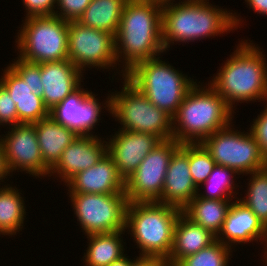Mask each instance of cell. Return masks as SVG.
<instances>
[{"label": "cell", "instance_id": "cell-1", "mask_svg": "<svg viewBox=\"0 0 267 266\" xmlns=\"http://www.w3.org/2000/svg\"><path fill=\"white\" fill-rule=\"evenodd\" d=\"M115 39L119 75L125 77L137 63L165 52L162 41V1L128 0L124 6ZM123 60V61H122Z\"/></svg>", "mask_w": 267, "mask_h": 266}, {"label": "cell", "instance_id": "cell-2", "mask_svg": "<svg viewBox=\"0 0 267 266\" xmlns=\"http://www.w3.org/2000/svg\"><path fill=\"white\" fill-rule=\"evenodd\" d=\"M172 1V2H171ZM209 0L162 1V41L165 50L174 42L188 43L230 33L241 26V17ZM242 22V23H241ZM241 24V25H239Z\"/></svg>", "mask_w": 267, "mask_h": 266}, {"label": "cell", "instance_id": "cell-3", "mask_svg": "<svg viewBox=\"0 0 267 266\" xmlns=\"http://www.w3.org/2000/svg\"><path fill=\"white\" fill-rule=\"evenodd\" d=\"M251 42L241 41L208 83L232 109L240 101L267 102V61Z\"/></svg>", "mask_w": 267, "mask_h": 266}, {"label": "cell", "instance_id": "cell-4", "mask_svg": "<svg viewBox=\"0 0 267 266\" xmlns=\"http://www.w3.org/2000/svg\"><path fill=\"white\" fill-rule=\"evenodd\" d=\"M207 85L201 87L196 83L172 118V138L179 144L201 143L208 136L233 123L234 109Z\"/></svg>", "mask_w": 267, "mask_h": 266}, {"label": "cell", "instance_id": "cell-5", "mask_svg": "<svg viewBox=\"0 0 267 266\" xmlns=\"http://www.w3.org/2000/svg\"><path fill=\"white\" fill-rule=\"evenodd\" d=\"M182 210L160 203L128 202L125 230L133 237L139 256L157 257L164 261L173 245L174 227Z\"/></svg>", "mask_w": 267, "mask_h": 266}, {"label": "cell", "instance_id": "cell-6", "mask_svg": "<svg viewBox=\"0 0 267 266\" xmlns=\"http://www.w3.org/2000/svg\"><path fill=\"white\" fill-rule=\"evenodd\" d=\"M160 58L137 63L125 78L153 105L173 117L196 81Z\"/></svg>", "mask_w": 267, "mask_h": 266}, {"label": "cell", "instance_id": "cell-7", "mask_svg": "<svg viewBox=\"0 0 267 266\" xmlns=\"http://www.w3.org/2000/svg\"><path fill=\"white\" fill-rule=\"evenodd\" d=\"M122 79V90L112 92L104 103L109 114L123 125L120 130L149 133L161 141L171 139L173 117L153 105L125 77Z\"/></svg>", "mask_w": 267, "mask_h": 266}, {"label": "cell", "instance_id": "cell-8", "mask_svg": "<svg viewBox=\"0 0 267 266\" xmlns=\"http://www.w3.org/2000/svg\"><path fill=\"white\" fill-rule=\"evenodd\" d=\"M24 20L15 40L19 58L39 64L68 59V21L55 15Z\"/></svg>", "mask_w": 267, "mask_h": 266}, {"label": "cell", "instance_id": "cell-9", "mask_svg": "<svg viewBox=\"0 0 267 266\" xmlns=\"http://www.w3.org/2000/svg\"><path fill=\"white\" fill-rule=\"evenodd\" d=\"M248 131L239 132L231 123L205 138L201 144L217 165L233 169L238 176L248 175L267 167L266 157L250 130Z\"/></svg>", "mask_w": 267, "mask_h": 266}, {"label": "cell", "instance_id": "cell-10", "mask_svg": "<svg viewBox=\"0 0 267 266\" xmlns=\"http://www.w3.org/2000/svg\"><path fill=\"white\" fill-rule=\"evenodd\" d=\"M84 234L126 231V194H68Z\"/></svg>", "mask_w": 267, "mask_h": 266}, {"label": "cell", "instance_id": "cell-11", "mask_svg": "<svg viewBox=\"0 0 267 266\" xmlns=\"http://www.w3.org/2000/svg\"><path fill=\"white\" fill-rule=\"evenodd\" d=\"M180 145L173 138L162 140L148 153L134 173L125 180L128 202L160 200L169 161Z\"/></svg>", "mask_w": 267, "mask_h": 266}, {"label": "cell", "instance_id": "cell-12", "mask_svg": "<svg viewBox=\"0 0 267 266\" xmlns=\"http://www.w3.org/2000/svg\"><path fill=\"white\" fill-rule=\"evenodd\" d=\"M68 59L82 72L85 68L116 67L114 36L70 21L68 27Z\"/></svg>", "mask_w": 267, "mask_h": 266}, {"label": "cell", "instance_id": "cell-13", "mask_svg": "<svg viewBox=\"0 0 267 266\" xmlns=\"http://www.w3.org/2000/svg\"><path fill=\"white\" fill-rule=\"evenodd\" d=\"M5 135L0 142L10 173L20 170L39 178L49 177L50 168L43 162L34 124H17Z\"/></svg>", "mask_w": 267, "mask_h": 266}, {"label": "cell", "instance_id": "cell-14", "mask_svg": "<svg viewBox=\"0 0 267 266\" xmlns=\"http://www.w3.org/2000/svg\"><path fill=\"white\" fill-rule=\"evenodd\" d=\"M81 87L82 85L50 110V116L78 136H91L94 135L92 130H95L101 120L104 105L98 102L100 100L96 99V94Z\"/></svg>", "mask_w": 267, "mask_h": 266}, {"label": "cell", "instance_id": "cell-15", "mask_svg": "<svg viewBox=\"0 0 267 266\" xmlns=\"http://www.w3.org/2000/svg\"><path fill=\"white\" fill-rule=\"evenodd\" d=\"M107 138V153L112 157L120 175L126 180L138 168L143 159L161 140L149 133L118 129Z\"/></svg>", "mask_w": 267, "mask_h": 266}, {"label": "cell", "instance_id": "cell-16", "mask_svg": "<svg viewBox=\"0 0 267 266\" xmlns=\"http://www.w3.org/2000/svg\"><path fill=\"white\" fill-rule=\"evenodd\" d=\"M197 193L189 169V143H183L171 156L158 202L183 210Z\"/></svg>", "mask_w": 267, "mask_h": 266}, {"label": "cell", "instance_id": "cell-17", "mask_svg": "<svg viewBox=\"0 0 267 266\" xmlns=\"http://www.w3.org/2000/svg\"><path fill=\"white\" fill-rule=\"evenodd\" d=\"M101 139L96 134L78 136L63 151L49 176L55 173L66 184L77 173L94 166L107 153V141Z\"/></svg>", "mask_w": 267, "mask_h": 266}, {"label": "cell", "instance_id": "cell-18", "mask_svg": "<svg viewBox=\"0 0 267 266\" xmlns=\"http://www.w3.org/2000/svg\"><path fill=\"white\" fill-rule=\"evenodd\" d=\"M65 185L69 194H125V180L108 153Z\"/></svg>", "mask_w": 267, "mask_h": 266}, {"label": "cell", "instance_id": "cell-19", "mask_svg": "<svg viewBox=\"0 0 267 266\" xmlns=\"http://www.w3.org/2000/svg\"><path fill=\"white\" fill-rule=\"evenodd\" d=\"M266 233L267 227L237 199L232 202L216 240L230 248L235 243V245H243L242 243L257 242L258 240L263 244Z\"/></svg>", "mask_w": 267, "mask_h": 266}, {"label": "cell", "instance_id": "cell-20", "mask_svg": "<svg viewBox=\"0 0 267 266\" xmlns=\"http://www.w3.org/2000/svg\"><path fill=\"white\" fill-rule=\"evenodd\" d=\"M83 73L69 59L41 63L42 99L49 111L81 85Z\"/></svg>", "mask_w": 267, "mask_h": 266}, {"label": "cell", "instance_id": "cell-21", "mask_svg": "<svg viewBox=\"0 0 267 266\" xmlns=\"http://www.w3.org/2000/svg\"><path fill=\"white\" fill-rule=\"evenodd\" d=\"M2 74L0 84L16 104L20 123L33 124L50 116L42 96L34 94L28 84L9 65Z\"/></svg>", "mask_w": 267, "mask_h": 266}, {"label": "cell", "instance_id": "cell-22", "mask_svg": "<svg viewBox=\"0 0 267 266\" xmlns=\"http://www.w3.org/2000/svg\"><path fill=\"white\" fill-rule=\"evenodd\" d=\"M215 241L216 236L212 232L193 223L181 213L174 227L173 245L165 264L175 266L186 256L199 252Z\"/></svg>", "mask_w": 267, "mask_h": 266}, {"label": "cell", "instance_id": "cell-23", "mask_svg": "<svg viewBox=\"0 0 267 266\" xmlns=\"http://www.w3.org/2000/svg\"><path fill=\"white\" fill-rule=\"evenodd\" d=\"M33 124L43 162L51 169L78 135L56 122L51 116Z\"/></svg>", "mask_w": 267, "mask_h": 266}, {"label": "cell", "instance_id": "cell-24", "mask_svg": "<svg viewBox=\"0 0 267 266\" xmlns=\"http://www.w3.org/2000/svg\"><path fill=\"white\" fill-rule=\"evenodd\" d=\"M232 202V200L204 199L196 195L182 213L193 223L201 225L217 236Z\"/></svg>", "mask_w": 267, "mask_h": 266}, {"label": "cell", "instance_id": "cell-25", "mask_svg": "<svg viewBox=\"0 0 267 266\" xmlns=\"http://www.w3.org/2000/svg\"><path fill=\"white\" fill-rule=\"evenodd\" d=\"M124 232L127 231L88 235V247L85 250L86 253L83 254L85 266H108L113 261L127 255L124 254L123 243L125 244V242L121 236Z\"/></svg>", "mask_w": 267, "mask_h": 266}, {"label": "cell", "instance_id": "cell-26", "mask_svg": "<svg viewBox=\"0 0 267 266\" xmlns=\"http://www.w3.org/2000/svg\"><path fill=\"white\" fill-rule=\"evenodd\" d=\"M128 0H92L77 22L111 33L118 31L124 6Z\"/></svg>", "mask_w": 267, "mask_h": 266}, {"label": "cell", "instance_id": "cell-27", "mask_svg": "<svg viewBox=\"0 0 267 266\" xmlns=\"http://www.w3.org/2000/svg\"><path fill=\"white\" fill-rule=\"evenodd\" d=\"M17 187H0V234L14 236L23 228L26 206Z\"/></svg>", "mask_w": 267, "mask_h": 266}, {"label": "cell", "instance_id": "cell-28", "mask_svg": "<svg viewBox=\"0 0 267 266\" xmlns=\"http://www.w3.org/2000/svg\"><path fill=\"white\" fill-rule=\"evenodd\" d=\"M235 174V175H234ZM238 175L233 169L227 168L222 165H215L211 174L208 176L206 181L203 183L206 186V189H209L206 193H200V188H198L197 195L204 199L210 200H233L234 198L238 199L233 194H239L235 190V187H238L234 179ZM235 177V178H234ZM236 185V186H234Z\"/></svg>", "mask_w": 267, "mask_h": 266}, {"label": "cell", "instance_id": "cell-29", "mask_svg": "<svg viewBox=\"0 0 267 266\" xmlns=\"http://www.w3.org/2000/svg\"><path fill=\"white\" fill-rule=\"evenodd\" d=\"M247 194L238 200L247 206L267 227V167L248 174Z\"/></svg>", "mask_w": 267, "mask_h": 266}, {"label": "cell", "instance_id": "cell-30", "mask_svg": "<svg viewBox=\"0 0 267 266\" xmlns=\"http://www.w3.org/2000/svg\"><path fill=\"white\" fill-rule=\"evenodd\" d=\"M232 249L216 240L199 252L186 256L175 266H228Z\"/></svg>", "mask_w": 267, "mask_h": 266}, {"label": "cell", "instance_id": "cell-31", "mask_svg": "<svg viewBox=\"0 0 267 266\" xmlns=\"http://www.w3.org/2000/svg\"><path fill=\"white\" fill-rule=\"evenodd\" d=\"M215 165L212 156L201 143H189V169L197 188L202 187Z\"/></svg>", "mask_w": 267, "mask_h": 266}, {"label": "cell", "instance_id": "cell-32", "mask_svg": "<svg viewBox=\"0 0 267 266\" xmlns=\"http://www.w3.org/2000/svg\"><path fill=\"white\" fill-rule=\"evenodd\" d=\"M9 66L28 84L34 94L42 96L41 63H33L17 57Z\"/></svg>", "mask_w": 267, "mask_h": 266}, {"label": "cell", "instance_id": "cell-33", "mask_svg": "<svg viewBox=\"0 0 267 266\" xmlns=\"http://www.w3.org/2000/svg\"><path fill=\"white\" fill-rule=\"evenodd\" d=\"M92 0H57L55 16L65 21H78Z\"/></svg>", "mask_w": 267, "mask_h": 266}, {"label": "cell", "instance_id": "cell-34", "mask_svg": "<svg viewBox=\"0 0 267 266\" xmlns=\"http://www.w3.org/2000/svg\"><path fill=\"white\" fill-rule=\"evenodd\" d=\"M15 126L21 124L18 121L16 104L8 93V91L0 84V125Z\"/></svg>", "mask_w": 267, "mask_h": 266}, {"label": "cell", "instance_id": "cell-35", "mask_svg": "<svg viewBox=\"0 0 267 266\" xmlns=\"http://www.w3.org/2000/svg\"><path fill=\"white\" fill-rule=\"evenodd\" d=\"M249 129L267 159V105L260 115L253 119Z\"/></svg>", "mask_w": 267, "mask_h": 266}, {"label": "cell", "instance_id": "cell-36", "mask_svg": "<svg viewBox=\"0 0 267 266\" xmlns=\"http://www.w3.org/2000/svg\"><path fill=\"white\" fill-rule=\"evenodd\" d=\"M57 0H22L26 17H41V16H53L56 11ZM55 9V10H54Z\"/></svg>", "mask_w": 267, "mask_h": 266}, {"label": "cell", "instance_id": "cell-37", "mask_svg": "<svg viewBox=\"0 0 267 266\" xmlns=\"http://www.w3.org/2000/svg\"><path fill=\"white\" fill-rule=\"evenodd\" d=\"M165 261L157 257L137 256L131 266H165Z\"/></svg>", "mask_w": 267, "mask_h": 266}, {"label": "cell", "instance_id": "cell-38", "mask_svg": "<svg viewBox=\"0 0 267 266\" xmlns=\"http://www.w3.org/2000/svg\"><path fill=\"white\" fill-rule=\"evenodd\" d=\"M249 8L259 15H267V0H245Z\"/></svg>", "mask_w": 267, "mask_h": 266}, {"label": "cell", "instance_id": "cell-39", "mask_svg": "<svg viewBox=\"0 0 267 266\" xmlns=\"http://www.w3.org/2000/svg\"><path fill=\"white\" fill-rule=\"evenodd\" d=\"M7 175L10 176V172L8 171L4 156V150L0 142V182H4V179H7Z\"/></svg>", "mask_w": 267, "mask_h": 266}, {"label": "cell", "instance_id": "cell-40", "mask_svg": "<svg viewBox=\"0 0 267 266\" xmlns=\"http://www.w3.org/2000/svg\"><path fill=\"white\" fill-rule=\"evenodd\" d=\"M129 256L126 257L123 256L121 259H118L116 261H113L111 264H109L108 266H131L132 262L134 261L133 259L131 260V258H128Z\"/></svg>", "mask_w": 267, "mask_h": 266}, {"label": "cell", "instance_id": "cell-41", "mask_svg": "<svg viewBox=\"0 0 267 266\" xmlns=\"http://www.w3.org/2000/svg\"><path fill=\"white\" fill-rule=\"evenodd\" d=\"M264 243H266V244H264V259H265V264H266V266H267V233H266V235H265V239H264Z\"/></svg>", "mask_w": 267, "mask_h": 266}]
</instances>
